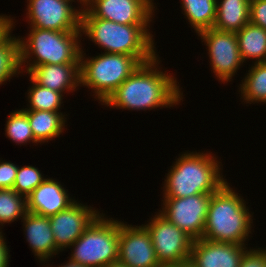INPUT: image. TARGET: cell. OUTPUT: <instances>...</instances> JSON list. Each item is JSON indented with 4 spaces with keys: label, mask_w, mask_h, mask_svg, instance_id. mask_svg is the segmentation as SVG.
Wrapping results in <instances>:
<instances>
[{
    "label": "cell",
    "mask_w": 266,
    "mask_h": 267,
    "mask_svg": "<svg viewBox=\"0 0 266 267\" xmlns=\"http://www.w3.org/2000/svg\"><path fill=\"white\" fill-rule=\"evenodd\" d=\"M29 79L33 84L27 93L29 107L22 110L60 112L64 94L37 84L31 77Z\"/></svg>",
    "instance_id": "cell-25"
},
{
    "label": "cell",
    "mask_w": 266,
    "mask_h": 267,
    "mask_svg": "<svg viewBox=\"0 0 266 267\" xmlns=\"http://www.w3.org/2000/svg\"><path fill=\"white\" fill-rule=\"evenodd\" d=\"M82 36L81 32H60L30 27L27 37L18 36L20 70L26 63L27 72L39 65L80 63Z\"/></svg>",
    "instance_id": "cell-5"
},
{
    "label": "cell",
    "mask_w": 266,
    "mask_h": 267,
    "mask_svg": "<svg viewBox=\"0 0 266 267\" xmlns=\"http://www.w3.org/2000/svg\"><path fill=\"white\" fill-rule=\"evenodd\" d=\"M118 260L128 267H163L147 228L120 221Z\"/></svg>",
    "instance_id": "cell-13"
},
{
    "label": "cell",
    "mask_w": 266,
    "mask_h": 267,
    "mask_svg": "<svg viewBox=\"0 0 266 267\" xmlns=\"http://www.w3.org/2000/svg\"><path fill=\"white\" fill-rule=\"evenodd\" d=\"M83 53L81 49L80 86L93 90L102 104L142 64L131 55L103 52L89 59Z\"/></svg>",
    "instance_id": "cell-6"
},
{
    "label": "cell",
    "mask_w": 266,
    "mask_h": 267,
    "mask_svg": "<svg viewBox=\"0 0 266 267\" xmlns=\"http://www.w3.org/2000/svg\"><path fill=\"white\" fill-rule=\"evenodd\" d=\"M198 36L207 46L209 63L217 79L222 83L232 81L236 71L243 65L236 32L210 28L199 32Z\"/></svg>",
    "instance_id": "cell-9"
},
{
    "label": "cell",
    "mask_w": 266,
    "mask_h": 267,
    "mask_svg": "<svg viewBox=\"0 0 266 267\" xmlns=\"http://www.w3.org/2000/svg\"><path fill=\"white\" fill-rule=\"evenodd\" d=\"M91 0H79V2H80V6H81V11L85 8V6L90 2ZM82 4V5H81ZM84 8H83V7Z\"/></svg>",
    "instance_id": "cell-37"
},
{
    "label": "cell",
    "mask_w": 266,
    "mask_h": 267,
    "mask_svg": "<svg viewBox=\"0 0 266 267\" xmlns=\"http://www.w3.org/2000/svg\"><path fill=\"white\" fill-rule=\"evenodd\" d=\"M18 165L0 160V189H13Z\"/></svg>",
    "instance_id": "cell-31"
},
{
    "label": "cell",
    "mask_w": 266,
    "mask_h": 267,
    "mask_svg": "<svg viewBox=\"0 0 266 267\" xmlns=\"http://www.w3.org/2000/svg\"><path fill=\"white\" fill-rule=\"evenodd\" d=\"M29 27L60 32H81V9L69 0H27ZM74 7V8H73Z\"/></svg>",
    "instance_id": "cell-10"
},
{
    "label": "cell",
    "mask_w": 266,
    "mask_h": 267,
    "mask_svg": "<svg viewBox=\"0 0 266 267\" xmlns=\"http://www.w3.org/2000/svg\"><path fill=\"white\" fill-rule=\"evenodd\" d=\"M217 0H181V8L195 32L213 28Z\"/></svg>",
    "instance_id": "cell-23"
},
{
    "label": "cell",
    "mask_w": 266,
    "mask_h": 267,
    "mask_svg": "<svg viewBox=\"0 0 266 267\" xmlns=\"http://www.w3.org/2000/svg\"><path fill=\"white\" fill-rule=\"evenodd\" d=\"M65 264V265H64ZM63 265H58V267H88L86 265H82L80 263H77L75 261H72L71 259H69L66 263H64ZM49 267V266H46ZM51 267V266H50Z\"/></svg>",
    "instance_id": "cell-35"
},
{
    "label": "cell",
    "mask_w": 266,
    "mask_h": 267,
    "mask_svg": "<svg viewBox=\"0 0 266 267\" xmlns=\"http://www.w3.org/2000/svg\"><path fill=\"white\" fill-rule=\"evenodd\" d=\"M5 135L18 144H27L38 142L34 139L33 131L30 127L27 114L21 109L15 110L9 114L6 120Z\"/></svg>",
    "instance_id": "cell-27"
},
{
    "label": "cell",
    "mask_w": 266,
    "mask_h": 267,
    "mask_svg": "<svg viewBox=\"0 0 266 267\" xmlns=\"http://www.w3.org/2000/svg\"><path fill=\"white\" fill-rule=\"evenodd\" d=\"M101 213L71 245L69 259L88 267H105L118 261L120 221Z\"/></svg>",
    "instance_id": "cell-7"
},
{
    "label": "cell",
    "mask_w": 266,
    "mask_h": 267,
    "mask_svg": "<svg viewBox=\"0 0 266 267\" xmlns=\"http://www.w3.org/2000/svg\"><path fill=\"white\" fill-rule=\"evenodd\" d=\"M159 60L156 55L141 64L101 105L131 111L178 105L183 99L179 83L174 75L161 71Z\"/></svg>",
    "instance_id": "cell-1"
},
{
    "label": "cell",
    "mask_w": 266,
    "mask_h": 267,
    "mask_svg": "<svg viewBox=\"0 0 266 267\" xmlns=\"http://www.w3.org/2000/svg\"><path fill=\"white\" fill-rule=\"evenodd\" d=\"M249 22L266 30V0H250Z\"/></svg>",
    "instance_id": "cell-29"
},
{
    "label": "cell",
    "mask_w": 266,
    "mask_h": 267,
    "mask_svg": "<svg viewBox=\"0 0 266 267\" xmlns=\"http://www.w3.org/2000/svg\"><path fill=\"white\" fill-rule=\"evenodd\" d=\"M45 179L40 170L32 165L18 166L13 190L27 198Z\"/></svg>",
    "instance_id": "cell-28"
},
{
    "label": "cell",
    "mask_w": 266,
    "mask_h": 267,
    "mask_svg": "<svg viewBox=\"0 0 266 267\" xmlns=\"http://www.w3.org/2000/svg\"><path fill=\"white\" fill-rule=\"evenodd\" d=\"M183 153L165 176L163 198L213 194L227 182L221 173V162L211 152Z\"/></svg>",
    "instance_id": "cell-2"
},
{
    "label": "cell",
    "mask_w": 266,
    "mask_h": 267,
    "mask_svg": "<svg viewBox=\"0 0 266 267\" xmlns=\"http://www.w3.org/2000/svg\"><path fill=\"white\" fill-rule=\"evenodd\" d=\"M150 25H126L96 17H81V34L91 39L104 53L125 54L136 57L142 64L156 54Z\"/></svg>",
    "instance_id": "cell-4"
},
{
    "label": "cell",
    "mask_w": 266,
    "mask_h": 267,
    "mask_svg": "<svg viewBox=\"0 0 266 267\" xmlns=\"http://www.w3.org/2000/svg\"><path fill=\"white\" fill-rule=\"evenodd\" d=\"M60 182L46 178L27 197V211L51 217L75 202Z\"/></svg>",
    "instance_id": "cell-16"
},
{
    "label": "cell",
    "mask_w": 266,
    "mask_h": 267,
    "mask_svg": "<svg viewBox=\"0 0 266 267\" xmlns=\"http://www.w3.org/2000/svg\"><path fill=\"white\" fill-rule=\"evenodd\" d=\"M235 191L226 182L211 195L203 239L246 245L249 233H252L253 214Z\"/></svg>",
    "instance_id": "cell-3"
},
{
    "label": "cell",
    "mask_w": 266,
    "mask_h": 267,
    "mask_svg": "<svg viewBox=\"0 0 266 267\" xmlns=\"http://www.w3.org/2000/svg\"><path fill=\"white\" fill-rule=\"evenodd\" d=\"M26 241L40 263H47L51 257L58 255L49 217L27 212L22 219Z\"/></svg>",
    "instance_id": "cell-18"
},
{
    "label": "cell",
    "mask_w": 266,
    "mask_h": 267,
    "mask_svg": "<svg viewBox=\"0 0 266 267\" xmlns=\"http://www.w3.org/2000/svg\"><path fill=\"white\" fill-rule=\"evenodd\" d=\"M13 18H11V27L0 37V85L10 81L12 77L26 72L20 70L18 37L11 35L15 28Z\"/></svg>",
    "instance_id": "cell-22"
},
{
    "label": "cell",
    "mask_w": 266,
    "mask_h": 267,
    "mask_svg": "<svg viewBox=\"0 0 266 267\" xmlns=\"http://www.w3.org/2000/svg\"><path fill=\"white\" fill-rule=\"evenodd\" d=\"M3 236L2 230L0 231V267H9V248L7 247L6 239Z\"/></svg>",
    "instance_id": "cell-32"
},
{
    "label": "cell",
    "mask_w": 266,
    "mask_h": 267,
    "mask_svg": "<svg viewBox=\"0 0 266 267\" xmlns=\"http://www.w3.org/2000/svg\"><path fill=\"white\" fill-rule=\"evenodd\" d=\"M152 1L91 0L81 11V17H96L126 25H150L156 10Z\"/></svg>",
    "instance_id": "cell-12"
},
{
    "label": "cell",
    "mask_w": 266,
    "mask_h": 267,
    "mask_svg": "<svg viewBox=\"0 0 266 267\" xmlns=\"http://www.w3.org/2000/svg\"><path fill=\"white\" fill-rule=\"evenodd\" d=\"M239 87L246 103H266V62L254 63L245 74Z\"/></svg>",
    "instance_id": "cell-24"
},
{
    "label": "cell",
    "mask_w": 266,
    "mask_h": 267,
    "mask_svg": "<svg viewBox=\"0 0 266 267\" xmlns=\"http://www.w3.org/2000/svg\"><path fill=\"white\" fill-rule=\"evenodd\" d=\"M11 27L10 15H0V37Z\"/></svg>",
    "instance_id": "cell-33"
},
{
    "label": "cell",
    "mask_w": 266,
    "mask_h": 267,
    "mask_svg": "<svg viewBox=\"0 0 266 267\" xmlns=\"http://www.w3.org/2000/svg\"><path fill=\"white\" fill-rule=\"evenodd\" d=\"M105 267H128L126 265H124L123 263H121L119 260L110 263L109 265L105 266Z\"/></svg>",
    "instance_id": "cell-36"
},
{
    "label": "cell",
    "mask_w": 266,
    "mask_h": 267,
    "mask_svg": "<svg viewBox=\"0 0 266 267\" xmlns=\"http://www.w3.org/2000/svg\"><path fill=\"white\" fill-rule=\"evenodd\" d=\"M152 217L143 225L151 235L159 263L164 267L190 259L193 239L159 212Z\"/></svg>",
    "instance_id": "cell-8"
},
{
    "label": "cell",
    "mask_w": 266,
    "mask_h": 267,
    "mask_svg": "<svg viewBox=\"0 0 266 267\" xmlns=\"http://www.w3.org/2000/svg\"><path fill=\"white\" fill-rule=\"evenodd\" d=\"M27 116L34 139L38 143H45L59 137L65 129L67 121L65 114L41 110H23Z\"/></svg>",
    "instance_id": "cell-20"
},
{
    "label": "cell",
    "mask_w": 266,
    "mask_h": 267,
    "mask_svg": "<svg viewBox=\"0 0 266 267\" xmlns=\"http://www.w3.org/2000/svg\"><path fill=\"white\" fill-rule=\"evenodd\" d=\"M250 0H217L213 28L237 32L249 23Z\"/></svg>",
    "instance_id": "cell-19"
},
{
    "label": "cell",
    "mask_w": 266,
    "mask_h": 267,
    "mask_svg": "<svg viewBox=\"0 0 266 267\" xmlns=\"http://www.w3.org/2000/svg\"><path fill=\"white\" fill-rule=\"evenodd\" d=\"M27 198L13 189H0V225L11 223L27 214ZM0 226V231H1Z\"/></svg>",
    "instance_id": "cell-26"
},
{
    "label": "cell",
    "mask_w": 266,
    "mask_h": 267,
    "mask_svg": "<svg viewBox=\"0 0 266 267\" xmlns=\"http://www.w3.org/2000/svg\"><path fill=\"white\" fill-rule=\"evenodd\" d=\"M164 267H197L191 259H188L183 262L175 263V264H170Z\"/></svg>",
    "instance_id": "cell-34"
},
{
    "label": "cell",
    "mask_w": 266,
    "mask_h": 267,
    "mask_svg": "<svg viewBox=\"0 0 266 267\" xmlns=\"http://www.w3.org/2000/svg\"><path fill=\"white\" fill-rule=\"evenodd\" d=\"M238 47L245 63L248 59L254 63L266 62V30L262 27L247 23L236 32Z\"/></svg>",
    "instance_id": "cell-21"
},
{
    "label": "cell",
    "mask_w": 266,
    "mask_h": 267,
    "mask_svg": "<svg viewBox=\"0 0 266 267\" xmlns=\"http://www.w3.org/2000/svg\"><path fill=\"white\" fill-rule=\"evenodd\" d=\"M212 194H196L183 198H164L159 213L188 234L193 240L203 237Z\"/></svg>",
    "instance_id": "cell-11"
},
{
    "label": "cell",
    "mask_w": 266,
    "mask_h": 267,
    "mask_svg": "<svg viewBox=\"0 0 266 267\" xmlns=\"http://www.w3.org/2000/svg\"><path fill=\"white\" fill-rule=\"evenodd\" d=\"M100 214L95 208L76 200L67 209L49 217L56 248L61 252L70 249Z\"/></svg>",
    "instance_id": "cell-14"
},
{
    "label": "cell",
    "mask_w": 266,
    "mask_h": 267,
    "mask_svg": "<svg viewBox=\"0 0 266 267\" xmlns=\"http://www.w3.org/2000/svg\"><path fill=\"white\" fill-rule=\"evenodd\" d=\"M246 245L193 240L190 259L197 267H239Z\"/></svg>",
    "instance_id": "cell-15"
},
{
    "label": "cell",
    "mask_w": 266,
    "mask_h": 267,
    "mask_svg": "<svg viewBox=\"0 0 266 267\" xmlns=\"http://www.w3.org/2000/svg\"><path fill=\"white\" fill-rule=\"evenodd\" d=\"M239 267H266V249H247Z\"/></svg>",
    "instance_id": "cell-30"
},
{
    "label": "cell",
    "mask_w": 266,
    "mask_h": 267,
    "mask_svg": "<svg viewBox=\"0 0 266 267\" xmlns=\"http://www.w3.org/2000/svg\"><path fill=\"white\" fill-rule=\"evenodd\" d=\"M26 73L37 84L64 94L80 86L79 63L39 65Z\"/></svg>",
    "instance_id": "cell-17"
}]
</instances>
